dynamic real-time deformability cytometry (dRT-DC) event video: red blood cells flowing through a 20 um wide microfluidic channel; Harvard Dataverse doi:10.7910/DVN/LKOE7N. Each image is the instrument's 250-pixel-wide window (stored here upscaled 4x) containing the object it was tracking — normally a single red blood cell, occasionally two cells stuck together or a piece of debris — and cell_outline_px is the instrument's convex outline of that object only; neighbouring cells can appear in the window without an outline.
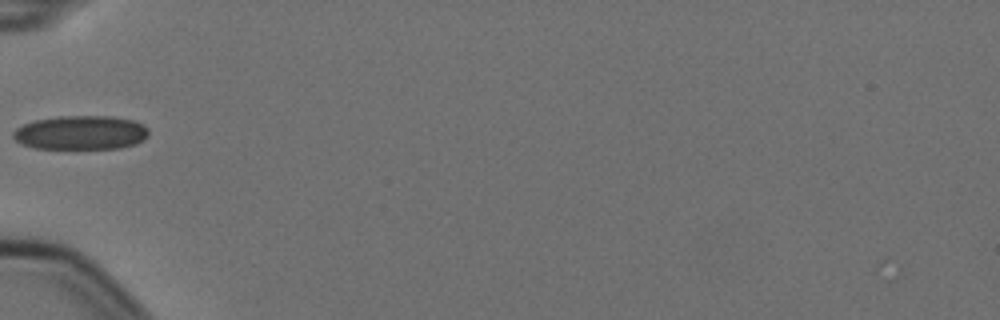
{"species": "Egyptian fruit bat (a non-hibernating species)", "species_latin": "Rousettus aegyptiacus", "temperature_condition": "cold", "stored_images_in_passage": 2, "camera_frame_rate_fps": 3000, "um_per_image_px": 0.085, "animal": {"sex": "female"}, "frame": {"image": 1, "passage_image": 2, "time_ms": 0.333, "image_size_px": [1000, 320], "cell_outline_px": [[148, 136], [144, 140], [136, 144], [120, 148], [36, 148], [24, 144], [16, 140], [12, 136], [12, 132], [16, 128], [24, 124], [36, 120], [60, 116], [108, 116], [132, 120], [144, 124], [148, 128]], "centroid_in_image_um": [6.9, 11.27], "position_along_channel_um": 78.1, "area_um2": 26.76}}